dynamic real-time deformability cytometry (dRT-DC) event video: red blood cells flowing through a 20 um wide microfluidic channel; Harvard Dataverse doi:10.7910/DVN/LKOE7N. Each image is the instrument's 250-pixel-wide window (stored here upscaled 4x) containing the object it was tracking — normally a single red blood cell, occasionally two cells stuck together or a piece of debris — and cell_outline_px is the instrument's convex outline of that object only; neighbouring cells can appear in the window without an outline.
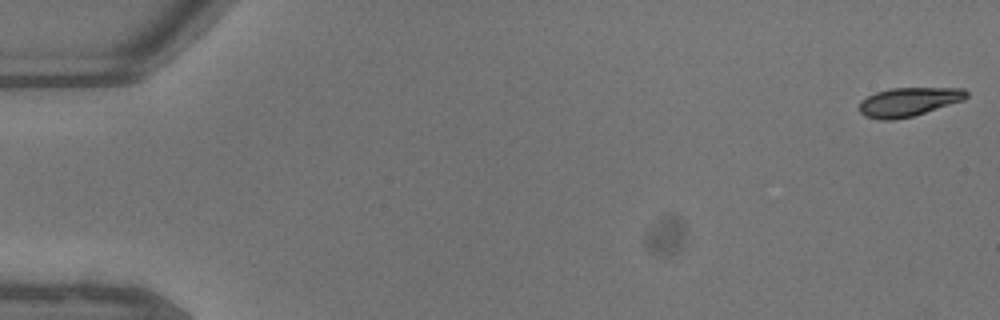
{"species": "common noctule bat (a hibernating species)", "species_latin": "Nyctalus noctula", "temperature_condition": "warm", "stored_images_in_passage": 43, "camera_frame_rate_fps": 3000, "um_per_image_px": 0.085, "animal": {"sex": "male", "body_mass_g": 13.3}, "frame": {"image": 1, "passage_image": 1, "time_ms": 0.0, "image_size_px": [1000, 320], "cell_outline_px": [[968, 96], [960, 100], [912, 116], [868, 116], [860, 108], [860, 104], [868, 96], [880, 92], [896, 88], [948, 88], [968, 92]], "centroid_in_image_um": [77.3, 8.59], "position_along_channel_um": 7.7, "area_um2": 16.07}}
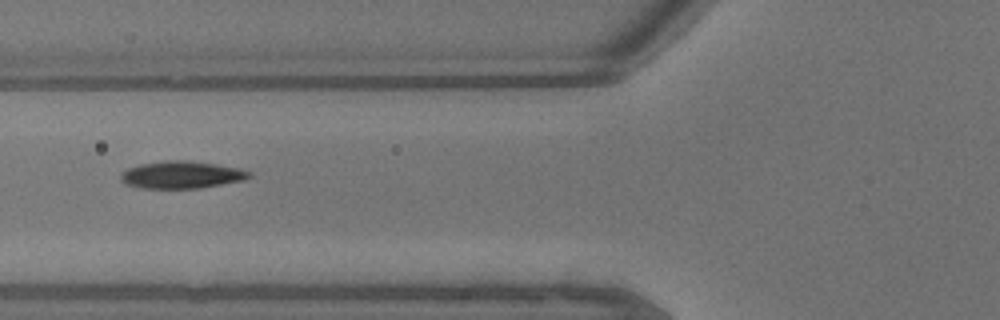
{"frame": {"image": 2, "passage_image": 18, "time_ms": 5.667, "image_size_px": [1000, 320], "cell_outline_px": [[248, 176], [236, 180], [192, 188], [152, 188], [132, 184], [124, 180], [124, 172], [132, 168], [148, 164], [208, 164], [248, 172]], "centroid_in_image_um": [15.39, 14.92], "position_along_channel_um": 110.4, "area_um2": 16.99}}
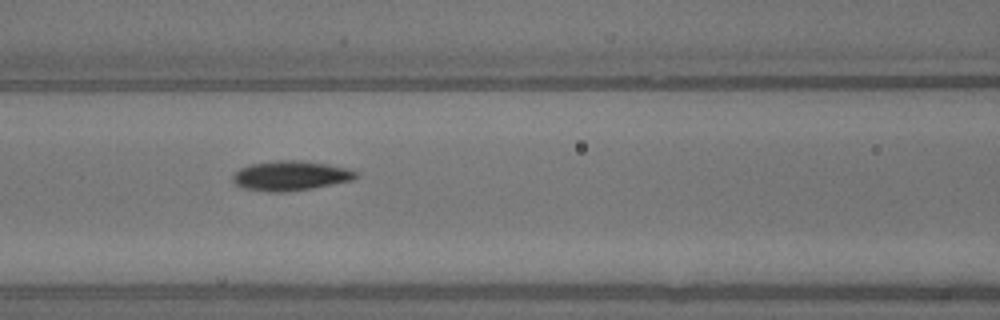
{"frame": {"image": 3, "passage_image": 20, "time_ms": 6.333, "image_size_px": [1000, 320], "cell_outline_px": [[352, 176], [344, 180], [304, 188], [252, 188], [240, 184], [236, 180], [236, 176], [244, 168], [260, 164], [316, 164], [336, 168], [352, 172]], "centroid_in_image_um": [24.65, 14.94], "position_along_channel_um": 141.9, "area_um2": 16.36}}